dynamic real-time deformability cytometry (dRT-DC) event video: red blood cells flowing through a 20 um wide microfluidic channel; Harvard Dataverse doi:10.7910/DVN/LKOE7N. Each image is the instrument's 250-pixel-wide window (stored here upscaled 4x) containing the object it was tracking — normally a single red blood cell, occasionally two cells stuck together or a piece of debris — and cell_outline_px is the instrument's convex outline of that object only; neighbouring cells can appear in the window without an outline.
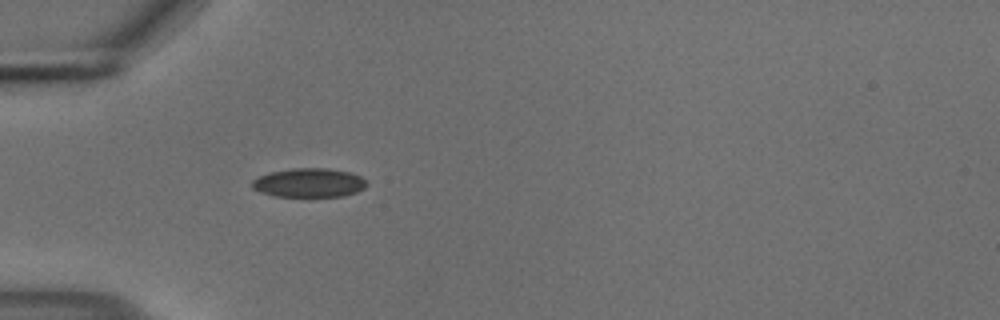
{"species": "common noctule bat (a hibernating species)", "species_latin": "Nyctalus noctula", "temperature_condition": "cold", "stored_images_in_passage": 29, "camera_frame_rate_fps": 3000, "um_per_image_px": 0.085, "animal": {"sex": "male", "body_mass_g": 18.8}, "frame": {"image": 1, "passage_image": 1, "time_ms": 0.0, "image_size_px": [1000, 320], "cell_outline_px": [[368, 184], [364, 188], [356, 192], [344, 196], [272, 196], [260, 192], [252, 188], [252, 180], [260, 176], [272, 172], [292, 168], [328, 168], [348, 172], [360, 176]], "centroid_in_image_um": [26.26, 15.53], "position_along_channel_um": 58.7, "area_um2": 19.25}}
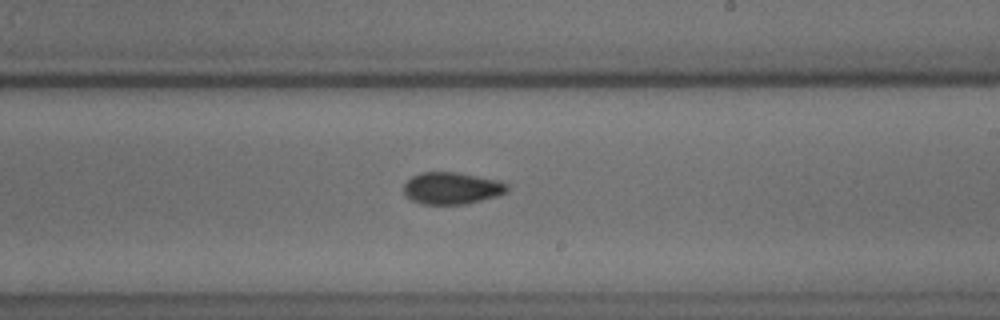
{"frame": {"image": 2, "passage_image": 17, "time_ms": 5.333, "image_size_px": [1000, 320], "cell_outline_px": [[508, 192], [496, 196], [464, 204], [424, 204], [412, 200], [404, 196], [404, 184], [412, 176], [420, 172], [456, 172], [500, 180], [508, 184]], "centroid_in_image_um": [38.4, 15.99], "position_along_channel_um": 250.6, "area_um2": 19.31}}
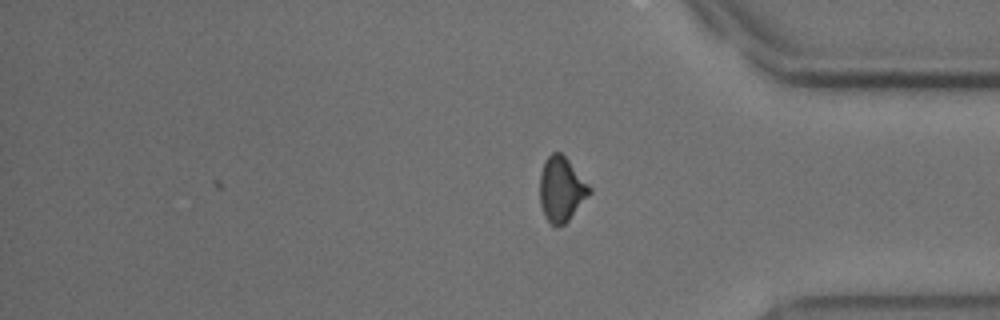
{"frame": {"image": 3, "passage_image": 29, "time_ms": 9.333, "image_size_px": [1000, 320], "cell_outline_px": [[592, 192], [568, 220], [564, 224], [556, 228], [544, 216], [540, 204], [540, 172], [544, 160], [552, 152], [560, 152], [568, 160], [592, 188]], "centroid_in_image_um": [47.7, 16.09], "position_along_channel_um": 387.5, "area_um2": 18.73}, "authors_computed_cell_mechanics": {"area_um2": 18.9006, "velocity_mm_per_s": 3.6978, "shape_relaxation_time_tau1_ms": 6.3084, "shape_relaxation_time_tau2_ms": 6.5272, "deformation_change_tau1": 0.1127, "deformation_change_tau2": 0.0931}}